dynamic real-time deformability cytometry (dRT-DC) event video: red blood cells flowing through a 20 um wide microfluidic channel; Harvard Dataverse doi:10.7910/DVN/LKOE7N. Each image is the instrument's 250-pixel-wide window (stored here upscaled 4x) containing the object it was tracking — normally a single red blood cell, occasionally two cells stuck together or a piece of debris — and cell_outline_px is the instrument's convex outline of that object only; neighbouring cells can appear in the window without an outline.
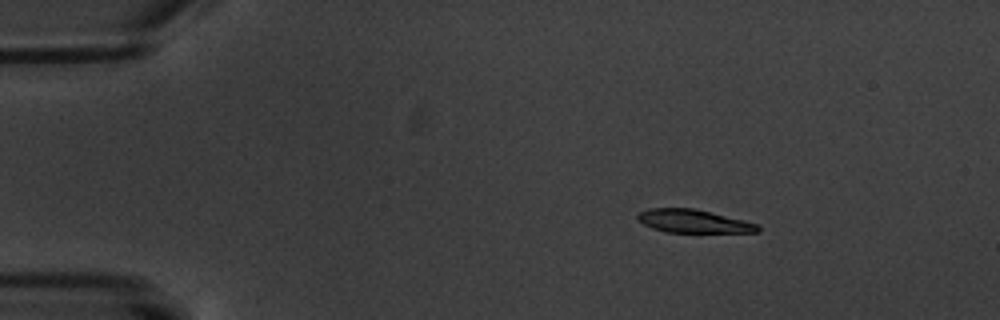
{"species": "common noctule bat (a hibernating species)", "species_latin": "Nyctalus noctula", "temperature_condition": "warm", "stored_images_in_passage": 8, "camera_frame_rate_fps": 3000, "um_per_image_px": 0.085, "animal": {"sex": "male", "body_mass_g": 20.1, "forearm_length_mm": 53.5}, "frame": {"image": 1, "passage_image": 3, "time_ms": 2.333, "image_size_px": [1000, 320], "cell_outline_px": [[760, 232], [664, 232], [652, 228], [644, 224], [636, 216], [640, 212], [648, 208], [696, 208], [744, 220], [756, 224], [760, 228]], "centroid_in_image_um": [58.94, 18.79], "position_along_channel_um": 26.1, "area_um2": 16.18}}
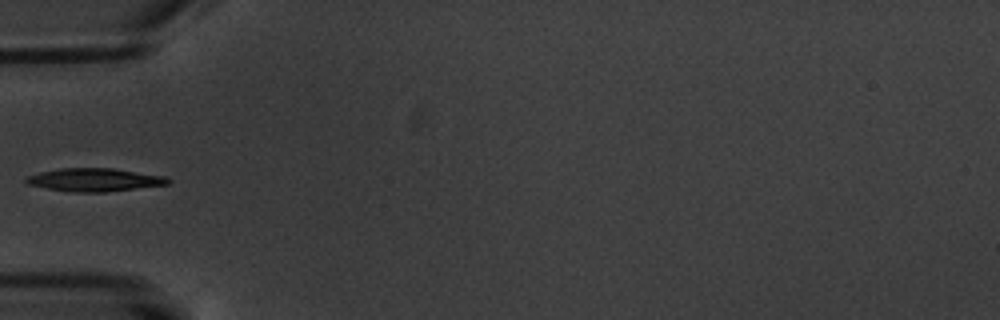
{"frame": {"image": 2, "passage_image": 6, "time_ms": 6.0, "image_size_px": [1000, 320], "cell_outline_px": [[172, 180], [168, 184], [104, 192], [72, 192], [48, 188], [28, 184], [24, 180], [28, 176], [40, 172], [60, 168], [112, 168], [164, 176]], "centroid_in_image_um": [8.03, 15.28], "position_along_channel_um": 77.0, "area_um2": 18.84}}